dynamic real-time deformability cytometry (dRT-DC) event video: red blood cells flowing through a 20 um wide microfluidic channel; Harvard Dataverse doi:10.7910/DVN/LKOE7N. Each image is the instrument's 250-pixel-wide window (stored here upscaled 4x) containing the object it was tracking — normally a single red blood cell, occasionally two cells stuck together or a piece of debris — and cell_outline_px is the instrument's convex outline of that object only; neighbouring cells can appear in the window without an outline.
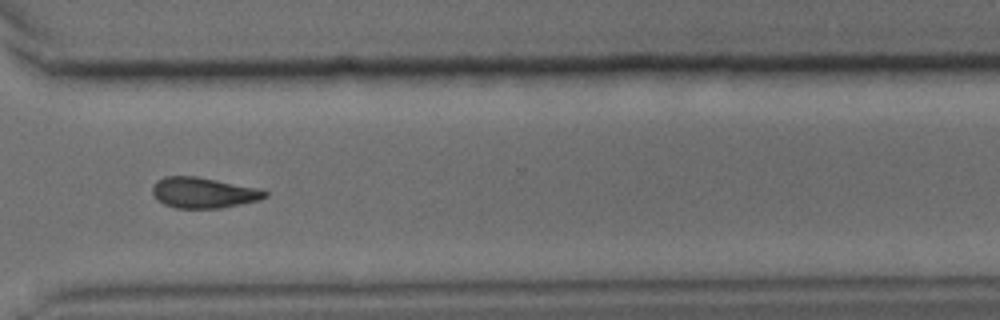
{"species": "common noctule bat (a hibernating species)", "species_latin": "Nyctalus noctula", "temperature_condition": "cold", "stored_images_in_passage": 30, "camera_frame_rate_fps": 3000, "um_per_image_px": 0.085, "animal": {"sex": "male", "body_mass_g": 15.6}, "frame": {"image": 1, "passage_image": 22, "time_ms": 7.0, "image_size_px": [1000, 320], "cell_outline_px": [[268, 196], [260, 200], [220, 208], [176, 208], [164, 204], [152, 192], [152, 188], [156, 180], [164, 176], [196, 176], [256, 188], [268, 192]], "centroid_in_image_um": [17.28, 16.38], "position_along_channel_um": 353.3, "area_um2": 19.88}}